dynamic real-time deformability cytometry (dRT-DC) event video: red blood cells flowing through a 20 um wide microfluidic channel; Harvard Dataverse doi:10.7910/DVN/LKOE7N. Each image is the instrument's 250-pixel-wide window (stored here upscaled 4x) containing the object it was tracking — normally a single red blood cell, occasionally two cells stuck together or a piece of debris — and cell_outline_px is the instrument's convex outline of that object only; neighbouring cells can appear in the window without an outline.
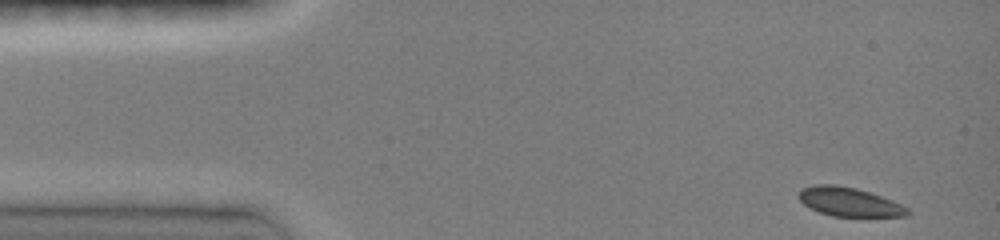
{"species": "common noctule bat (a hibernating species)", "species_latin": "Nyctalus noctula", "temperature_condition": "room temperature", "stored_images_in_passage": 9, "camera_frame_rate_fps": 3000, "um_per_image_px": 0.085, "animal": {"sex": "female", "body_mass_g": 19.0, "forearm_length_mm": 51.5}, "frame": {"image": 1, "passage_image": 1, "time_ms": 0.0, "image_size_px": [1000, 240], "cell_outline_px": [[908, 216], [832, 216], [820, 212], [804, 204], [800, 200], [800, 188], [812, 184], [836, 184], [856, 188], [892, 200], [908, 208]], "centroid_in_image_um": [72.15, 17.14], "position_along_channel_um": 12.8, "area_um2": 18.09}}
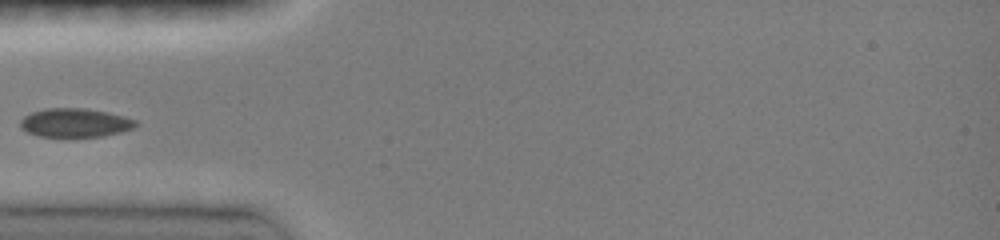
{"frame": {"image": 2, "passage_image": 6, "time_ms": 4.0, "image_size_px": [1000, 240], "cell_outline_px": [[136, 124], [132, 128], [120, 132], [100, 136], [40, 136], [28, 132], [20, 128], [20, 120], [24, 116], [32, 112], [44, 108], [84, 108], [108, 112], [124, 116], [136, 120]], "centroid_in_image_um": [6.35, 10.42], "position_along_channel_um": 78.7, "area_um2": 19.13}}